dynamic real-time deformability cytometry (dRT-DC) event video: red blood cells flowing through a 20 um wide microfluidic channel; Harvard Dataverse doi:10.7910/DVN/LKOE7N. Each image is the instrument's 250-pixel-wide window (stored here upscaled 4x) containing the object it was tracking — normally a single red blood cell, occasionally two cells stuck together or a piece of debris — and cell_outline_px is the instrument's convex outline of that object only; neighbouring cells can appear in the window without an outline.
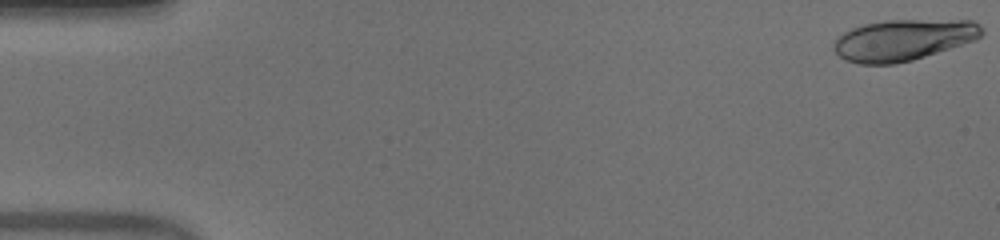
{"species": "human", "species_latin": "Homo sapiens", "temperature_condition": "warm", "stored_images_in_passage": 52, "camera_frame_rate_fps": 3000, "um_per_image_px": 0.085, "donor": {"sex": "male"}, "frame": {"image": 1, "passage_image": 1, "time_ms": 0.0, "image_size_px": [1000, 240], "cell_outline_px": [[984, 32], [976, 40], [912, 60], [896, 64], [860, 64], [844, 60], [832, 48], [832, 44], [836, 36], [852, 28], [864, 24], [884, 20], [972, 20], [980, 24], [984, 28]], "centroid_in_image_um": [76.77, 3.39], "position_along_channel_um": 8.2, "area_um2": 35.84}}
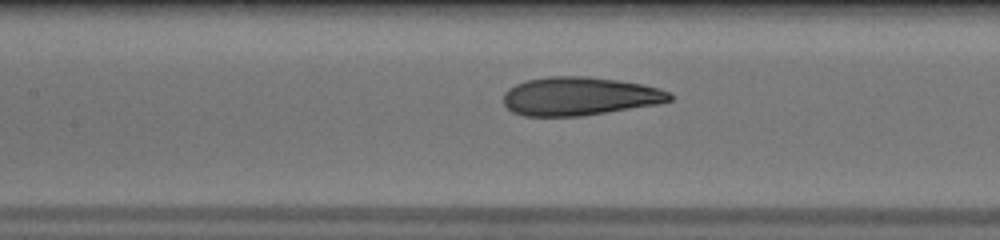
{"frame": {"image": 2, "passage_image": 24, "time_ms": 7.667, "image_size_px": [1000, 240], "cell_outline_px": [[672, 100], [656, 104], [580, 116], [524, 116], [512, 112], [504, 104], [504, 92], [508, 88], [516, 84], [528, 80], [548, 76], [588, 76], [644, 84], [660, 88], [672, 92]], "centroid_in_image_um": [49.26, 8.17], "position_along_channel_um": 158.1, "area_um2": 37.22}}
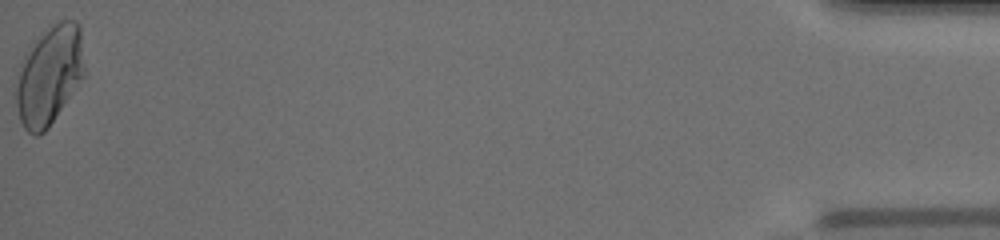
{"frame": {"image": 3, "passage_image": 52, "time_ms": 17.0, "image_size_px": [1000, 240], "cell_outline_px": [[84, 76], [48, 128], [44, 132], [36, 136], [32, 136], [24, 128], [20, 120], [16, 104], [16, 88], [20, 64], [28, 48], [44, 32], [60, 20], [76, 20], [80, 24], [84, 68]], "centroid_in_image_um": [4.19, 6.41], "position_along_channel_um": 431.0, "area_um2": 39.07}, "authors_computed_cell_mechanics": {"area_um2": 37.0498, "velocity_mm_per_s": 3.9876, "shape_relaxation_time_tau1_ms": 10.2043, "shape_relaxation_time_tau2_ms": 0.8178, "deformation_change_tau1": 0.3323, "deformation_change_tau2": 0.0617}}